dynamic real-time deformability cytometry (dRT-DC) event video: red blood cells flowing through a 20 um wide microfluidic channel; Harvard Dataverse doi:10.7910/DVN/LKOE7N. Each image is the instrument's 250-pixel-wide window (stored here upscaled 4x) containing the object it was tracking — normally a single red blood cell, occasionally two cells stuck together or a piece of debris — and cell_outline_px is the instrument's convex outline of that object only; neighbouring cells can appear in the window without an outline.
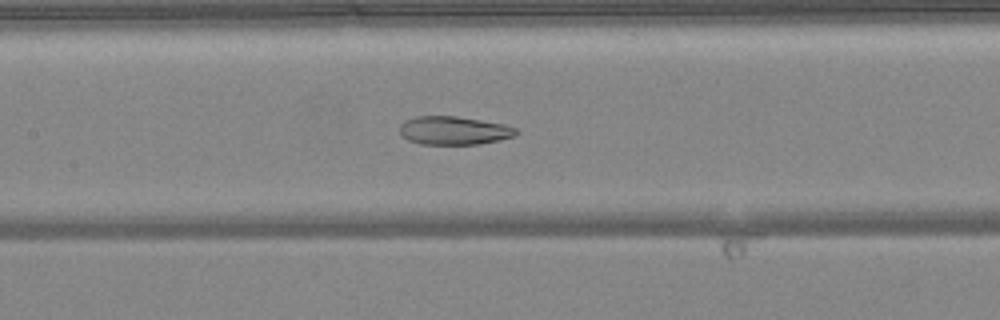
{"species": "common noctule bat (a hibernating species)", "species_latin": "Nyctalus noctula", "temperature_condition": "warm", "stored_images_in_passage": 36, "camera_frame_rate_fps": 3000, "um_per_image_px": 0.085, "animal": {"sex": "female", "body_mass_g": 24.6, "forearm_length_mm": 56.2}, "frame": {"image": 1, "passage_image": 10, "time_ms": 3.0, "image_size_px": [1000, 320], "cell_outline_px": [[520, 132], [516, 136], [500, 140], [480, 144], [420, 144], [408, 140], [400, 132], [400, 124], [404, 120], [416, 116], [456, 116], [504, 124], [516, 128]], "centroid_in_image_um": [38.61, 11.09], "position_along_channel_um": 168.8, "area_um2": 19.36}}
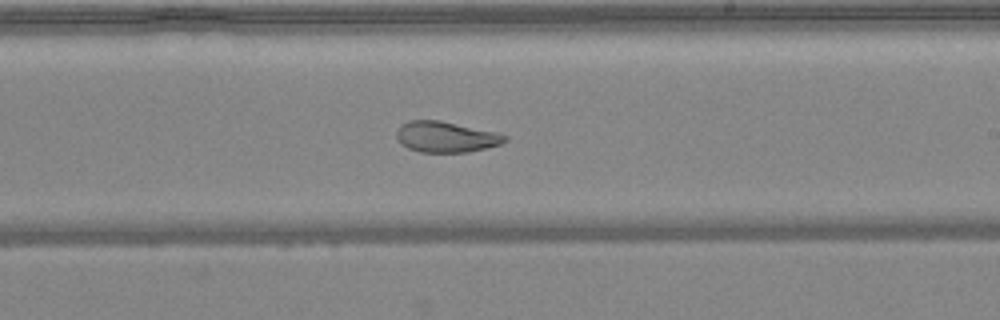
{"frame": {"image": 2, "passage_image": 16, "time_ms": 5.0, "image_size_px": [1000, 320], "cell_outline_px": [[508, 140], [500, 144], [468, 152], [420, 152], [408, 148], [400, 144], [396, 136], [396, 132], [400, 124], [408, 120], [440, 120], [496, 132], [508, 136]], "centroid_in_image_um": [37.87, 11.63], "position_along_channel_um": 251.1, "area_um2": 19.54}}
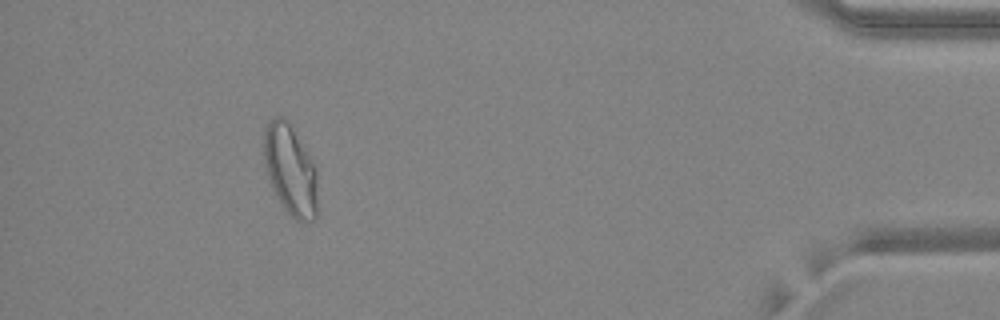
{"frame": {"image": 3, "passage_image": 32, "time_ms": 10.333, "image_size_px": [1000, 320], "cell_outline_px": [[316, 216], [308, 224], [296, 220], [284, 208], [272, 184], [264, 164], [264, 128], [276, 116], [284, 116], [292, 124], [316, 168]], "centroid_in_image_um": [24.69, 14.41], "position_along_channel_um": 410.5, "area_um2": 28.03}, "authors_computed_cell_mechanics": {"area_um2": 21.2415, "velocity_mm_per_s": 4.1384, "shape_relaxation_time_tau1_ms": null, "shape_relaxation_time_tau2_ms": 1.8148, "deformation_change_tau1": null, "deformation_change_tau2": 0.0717}}